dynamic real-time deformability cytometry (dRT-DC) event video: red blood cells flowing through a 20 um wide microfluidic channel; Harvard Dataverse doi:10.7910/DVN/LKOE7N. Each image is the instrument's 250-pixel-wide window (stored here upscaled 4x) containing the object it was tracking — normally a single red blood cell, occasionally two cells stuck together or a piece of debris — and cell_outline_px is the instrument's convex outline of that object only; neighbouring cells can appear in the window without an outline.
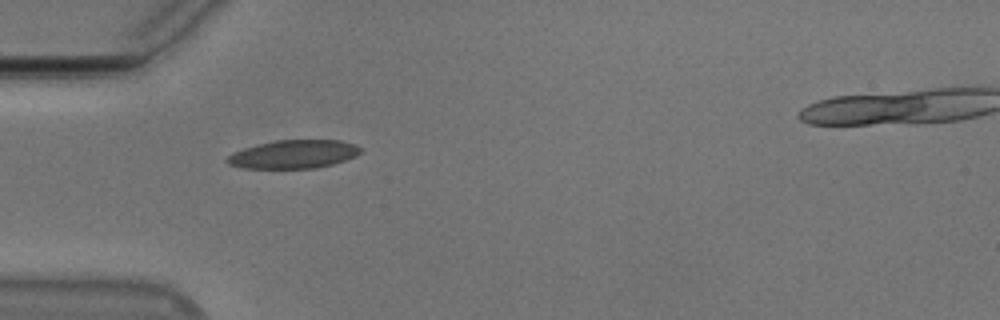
{"species": "Egyptian fruit bat (a non-hibernating species)", "species_latin": "Rousettus aegyptiacus", "temperature_condition": "cold", "stored_images_in_passage": 4, "camera_frame_rate_fps": 3000, "um_per_image_px": 0.085, "animal": {"sex": "male"}, "frame": {"image": 1, "passage_image": 1, "time_ms": 0.0, "image_size_px": [1000, 320], "cell_outline_px": [[364, 148], [356, 156], [332, 164], [316, 168], [244, 168], [228, 164], [224, 160], [232, 152], [244, 148], [276, 140], [340, 140], [356, 144]], "centroid_in_image_um": [24.97, 13.1], "position_along_channel_um": 60.0, "area_um2": 22.08}}